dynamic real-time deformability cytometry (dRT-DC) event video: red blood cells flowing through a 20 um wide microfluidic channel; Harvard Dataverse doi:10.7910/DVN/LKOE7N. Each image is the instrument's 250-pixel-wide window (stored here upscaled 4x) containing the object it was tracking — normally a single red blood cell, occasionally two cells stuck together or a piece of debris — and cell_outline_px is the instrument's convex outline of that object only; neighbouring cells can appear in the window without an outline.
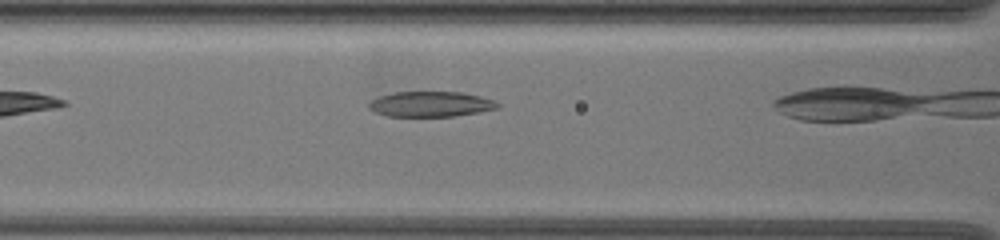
{"species": "common noctule bat (a hibernating species)", "species_latin": "Nyctalus noctula", "temperature_condition": "warm", "stored_images_in_passage": 17, "camera_frame_rate_fps": 3000, "um_per_image_px": 0.085, "animal": {"sex": "female", "body_mass_g": 19.5, "forearm_length_mm": 54.1}, "frame": {"image": 1, "passage_image": 3, "time_ms": 0.667, "image_size_px": [1000, 240], "cell_outline_px": [[500, 104], [496, 108], [476, 112], [452, 116], [388, 116], [376, 112], [368, 108], [368, 104], [376, 96], [392, 92], [464, 92], [496, 100]], "centroid_in_image_um": [36.58, 8.83], "position_along_channel_um": 130.0, "area_um2": 18.96}}
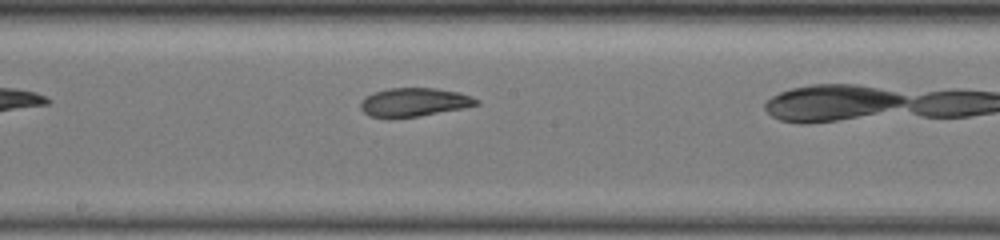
{"frame": {"image": 2, "passage_image": 10, "time_ms": 3.0, "image_size_px": [1000, 240], "cell_outline_px": [[480, 104], [420, 116], [388, 120], [368, 116], [360, 108], [360, 104], [372, 92], [388, 88], [436, 88], [460, 92], [472, 96], [480, 100]], "centroid_in_image_um": [35.17, 8.71], "position_along_channel_um": 213.0, "area_um2": 19.65}}